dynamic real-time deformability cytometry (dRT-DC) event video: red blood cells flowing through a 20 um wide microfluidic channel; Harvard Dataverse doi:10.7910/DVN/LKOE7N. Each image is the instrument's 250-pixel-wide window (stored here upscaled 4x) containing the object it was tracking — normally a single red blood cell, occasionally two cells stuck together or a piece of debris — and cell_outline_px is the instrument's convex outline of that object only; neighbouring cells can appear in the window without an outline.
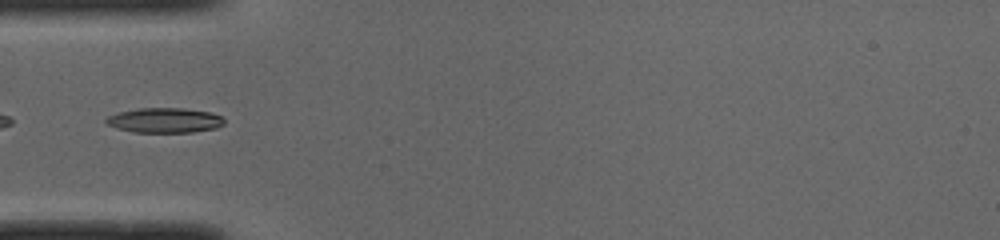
{"species": "common noctule bat (a hibernating species)", "species_latin": "Nyctalus noctula", "temperature_condition": "cold", "stored_images_in_passage": 48, "segment_of_instrument_passage": [2, 2], "camera_frame_rate_fps": 3000, "um_per_image_px": 0.085, "animal": {"sex": "male", "body_mass_g": 19.0, "forearm_length_mm": 50.8}, "frame": {"image": 1, "passage_image": 15, "time_ms": 4.667, "image_size_px": [1000, 240], "cell_outline_px": [[224, 124], [216, 128], [192, 132], [136, 132], [116, 128], [108, 124], [104, 120], [108, 116], [116, 112], [140, 108], [184, 108], [212, 112], [220, 116], [224, 120]], "centroid_in_image_um": [13.99, 10.22], "position_along_channel_um": 71.0, "area_um2": 17.17}}
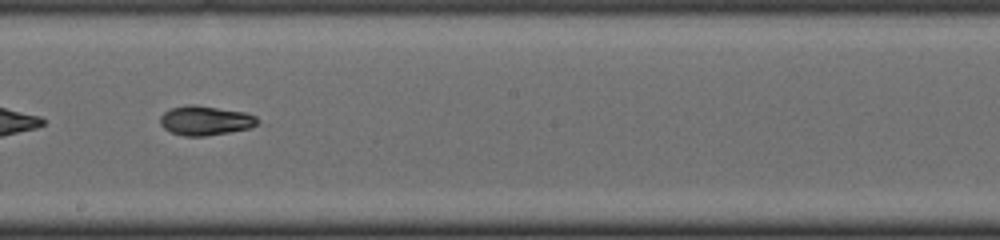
{"frame": {"image": 2, "passage_image": 27, "time_ms": 8.667, "image_size_px": [1000, 240], "cell_outline_px": [[260, 124], [252, 128], [204, 136], [184, 136], [172, 132], [164, 128], [160, 124], [160, 116], [164, 112], [172, 108], [192, 104], [196, 104], [244, 112], [256, 116], [260, 120]], "centroid_in_image_um": [17.49, 10.24], "position_along_channel_um": 230.7, "area_um2": 16.76}}
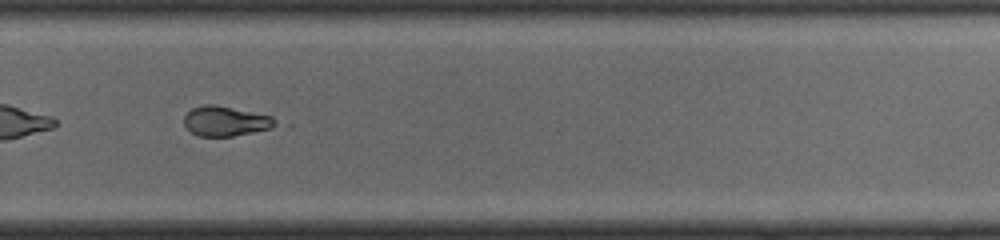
{"frame": {"image": 3, "passage_image": 33, "time_ms": 10.667, "image_size_px": [1000, 240], "cell_outline_px": [[292, 124], [288, 128], [232, 136], [196, 136], [184, 124], [184, 116], [192, 108], [204, 104], [212, 104], [272, 116]], "centroid_in_image_um": [19.48, 10.33], "position_along_channel_um": 310.3, "area_um2": 16.99}}